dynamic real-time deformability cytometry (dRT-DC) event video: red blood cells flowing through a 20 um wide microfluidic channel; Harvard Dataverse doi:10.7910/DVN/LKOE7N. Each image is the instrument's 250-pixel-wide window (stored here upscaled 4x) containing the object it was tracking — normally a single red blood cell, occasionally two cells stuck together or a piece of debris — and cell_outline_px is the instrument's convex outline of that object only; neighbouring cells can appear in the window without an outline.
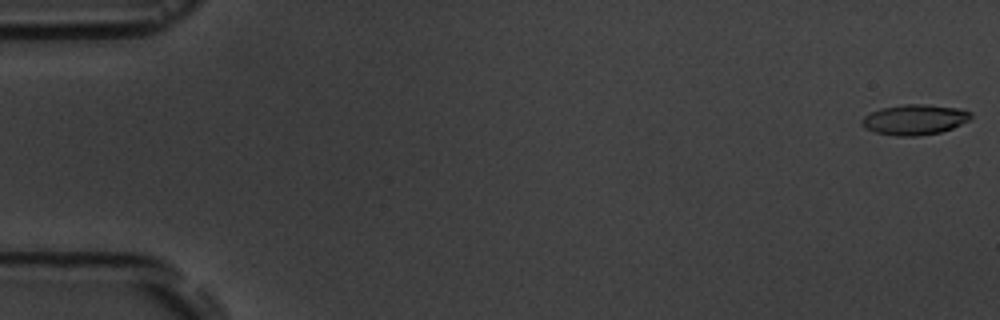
{"species": "common noctule bat (a hibernating species)", "species_latin": "Nyctalus noctula", "temperature_condition": "room temperature", "stored_images_in_passage": 7, "camera_frame_rate_fps": 3000, "um_per_image_px": 0.085, "animal": {"sex": "male", "body_mass_g": 19.5, "forearm_length_mm": 54.6}, "frame": {"image": 1, "passage_image": 1, "time_ms": 0.0, "image_size_px": [1000, 320], "cell_outline_px": [[972, 116], [968, 120], [952, 128], [940, 132], [916, 136], [896, 136], [876, 132], [864, 128], [860, 124], [860, 120], [864, 116], [880, 108], [904, 104], [920, 104], [956, 108], [972, 112]], "centroid_in_image_um": [77.69, 10.17], "position_along_channel_um": 7.3, "area_um2": 19.13}}
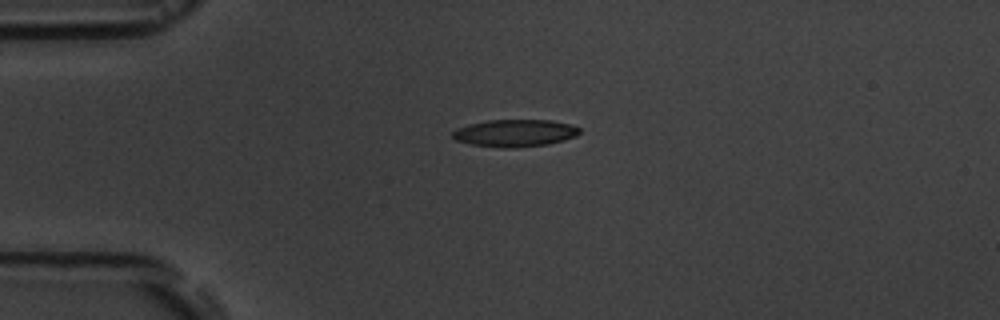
{"frame": {"image": 2, "passage_image": 5, "time_ms": 4.333, "image_size_px": [1000, 320], "cell_outline_px": [[580, 132], [576, 136], [564, 140], [548, 144], [516, 148], [504, 148], [472, 144], [456, 140], [452, 136], [452, 132], [456, 128], [468, 124], [488, 120], [552, 120], [572, 124], [580, 128]], "centroid_in_image_um": [43.79, 11.3], "position_along_channel_um": 41.2, "area_um2": 20.29}}
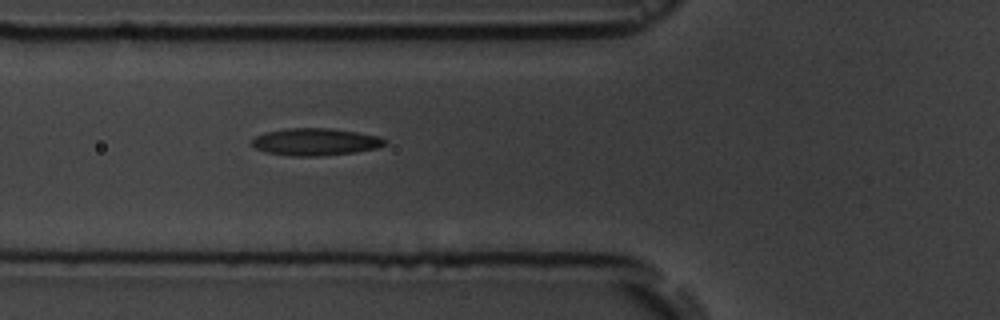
{"frame": {"image": 3, "passage_image": 7, "time_ms": 6.667, "image_size_px": [1000, 320], "cell_outline_px": [[388, 140], [384, 144], [376, 148], [356, 152], [324, 156], [292, 156], [268, 152], [256, 148], [252, 144], [252, 140], [256, 136], [264, 132], [288, 128], [328, 128], [356, 132], [380, 136]], "centroid_in_image_um": [26.83, 12.06], "position_along_channel_um": 99.0, "area_um2": 21.04}}